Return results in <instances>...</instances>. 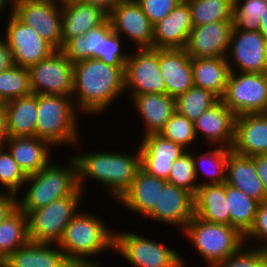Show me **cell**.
Listing matches in <instances>:
<instances>
[{"mask_svg":"<svg viewBox=\"0 0 267 267\" xmlns=\"http://www.w3.org/2000/svg\"><path fill=\"white\" fill-rule=\"evenodd\" d=\"M136 232L115 230L114 252L132 267H187V261L173 247Z\"/></svg>","mask_w":267,"mask_h":267,"instance_id":"ba28073f","label":"cell"},{"mask_svg":"<svg viewBox=\"0 0 267 267\" xmlns=\"http://www.w3.org/2000/svg\"><path fill=\"white\" fill-rule=\"evenodd\" d=\"M267 0H234L233 29L259 31Z\"/></svg>","mask_w":267,"mask_h":267,"instance_id":"f35d334b","label":"cell"},{"mask_svg":"<svg viewBox=\"0 0 267 267\" xmlns=\"http://www.w3.org/2000/svg\"><path fill=\"white\" fill-rule=\"evenodd\" d=\"M137 115L145 125L143 137L159 134L176 111V99L166 93L140 94L130 99Z\"/></svg>","mask_w":267,"mask_h":267,"instance_id":"484cf974","label":"cell"},{"mask_svg":"<svg viewBox=\"0 0 267 267\" xmlns=\"http://www.w3.org/2000/svg\"><path fill=\"white\" fill-rule=\"evenodd\" d=\"M10 10L1 36L12 52L14 65L30 68L56 51L36 30L22 23Z\"/></svg>","mask_w":267,"mask_h":267,"instance_id":"4fadbf2b","label":"cell"},{"mask_svg":"<svg viewBox=\"0 0 267 267\" xmlns=\"http://www.w3.org/2000/svg\"><path fill=\"white\" fill-rule=\"evenodd\" d=\"M154 26L179 5L181 0H136Z\"/></svg>","mask_w":267,"mask_h":267,"instance_id":"bcb514c9","label":"cell"},{"mask_svg":"<svg viewBox=\"0 0 267 267\" xmlns=\"http://www.w3.org/2000/svg\"><path fill=\"white\" fill-rule=\"evenodd\" d=\"M10 137L36 136L38 94L31 93L3 104Z\"/></svg>","mask_w":267,"mask_h":267,"instance_id":"f1b7e54d","label":"cell"},{"mask_svg":"<svg viewBox=\"0 0 267 267\" xmlns=\"http://www.w3.org/2000/svg\"><path fill=\"white\" fill-rule=\"evenodd\" d=\"M195 216L194 195L185 189L167 183L153 210L145 217L169 227L181 229Z\"/></svg>","mask_w":267,"mask_h":267,"instance_id":"2e32d148","label":"cell"},{"mask_svg":"<svg viewBox=\"0 0 267 267\" xmlns=\"http://www.w3.org/2000/svg\"><path fill=\"white\" fill-rule=\"evenodd\" d=\"M182 233L207 267L223 262L246 245L244 235L235 227L203 221L197 216L188 222Z\"/></svg>","mask_w":267,"mask_h":267,"instance_id":"8992f818","label":"cell"},{"mask_svg":"<svg viewBox=\"0 0 267 267\" xmlns=\"http://www.w3.org/2000/svg\"><path fill=\"white\" fill-rule=\"evenodd\" d=\"M104 221L102 216L83 211L82 207L65 227L58 246L75 267H102L93 259L114 250L115 229Z\"/></svg>","mask_w":267,"mask_h":267,"instance_id":"3957f363","label":"cell"},{"mask_svg":"<svg viewBox=\"0 0 267 267\" xmlns=\"http://www.w3.org/2000/svg\"><path fill=\"white\" fill-rule=\"evenodd\" d=\"M194 86L223 97L230 68L226 57L191 58Z\"/></svg>","mask_w":267,"mask_h":267,"instance_id":"4dcf8cb0","label":"cell"},{"mask_svg":"<svg viewBox=\"0 0 267 267\" xmlns=\"http://www.w3.org/2000/svg\"><path fill=\"white\" fill-rule=\"evenodd\" d=\"M226 59L230 71L267 73V40L259 31L233 29Z\"/></svg>","mask_w":267,"mask_h":267,"instance_id":"5bb4252c","label":"cell"},{"mask_svg":"<svg viewBox=\"0 0 267 267\" xmlns=\"http://www.w3.org/2000/svg\"><path fill=\"white\" fill-rule=\"evenodd\" d=\"M235 119L236 115L220 100L194 121L196 137H203L206 146L232 148L235 140Z\"/></svg>","mask_w":267,"mask_h":267,"instance_id":"d6986e66","label":"cell"},{"mask_svg":"<svg viewBox=\"0 0 267 267\" xmlns=\"http://www.w3.org/2000/svg\"><path fill=\"white\" fill-rule=\"evenodd\" d=\"M208 147L209 150L207 152L205 151V153L200 154H197L195 151L192 152L191 149L189 150L193 156L197 182L198 179L201 180L203 177H207L206 180L205 178L201 181L199 180V187L207 184H220L225 182L227 160L232 148L224 146ZM202 174L205 176H202Z\"/></svg>","mask_w":267,"mask_h":267,"instance_id":"1f68e13d","label":"cell"},{"mask_svg":"<svg viewBox=\"0 0 267 267\" xmlns=\"http://www.w3.org/2000/svg\"><path fill=\"white\" fill-rule=\"evenodd\" d=\"M221 101L236 116L265 113L267 110V73L230 71Z\"/></svg>","mask_w":267,"mask_h":267,"instance_id":"9c48e42d","label":"cell"},{"mask_svg":"<svg viewBox=\"0 0 267 267\" xmlns=\"http://www.w3.org/2000/svg\"><path fill=\"white\" fill-rule=\"evenodd\" d=\"M108 19L113 31L136 44L135 49H153V25L136 0L120 2Z\"/></svg>","mask_w":267,"mask_h":267,"instance_id":"9a60e30c","label":"cell"},{"mask_svg":"<svg viewBox=\"0 0 267 267\" xmlns=\"http://www.w3.org/2000/svg\"><path fill=\"white\" fill-rule=\"evenodd\" d=\"M27 175L18 166L9 150L0 147V191L18 194L24 187Z\"/></svg>","mask_w":267,"mask_h":267,"instance_id":"60d3db41","label":"cell"},{"mask_svg":"<svg viewBox=\"0 0 267 267\" xmlns=\"http://www.w3.org/2000/svg\"><path fill=\"white\" fill-rule=\"evenodd\" d=\"M123 93L124 66H111L96 58L74 63L72 98L81 115L104 114Z\"/></svg>","mask_w":267,"mask_h":267,"instance_id":"6da1fadb","label":"cell"},{"mask_svg":"<svg viewBox=\"0 0 267 267\" xmlns=\"http://www.w3.org/2000/svg\"><path fill=\"white\" fill-rule=\"evenodd\" d=\"M256 164V172L261 179L264 189L267 193V154L253 157Z\"/></svg>","mask_w":267,"mask_h":267,"instance_id":"681fc988","label":"cell"},{"mask_svg":"<svg viewBox=\"0 0 267 267\" xmlns=\"http://www.w3.org/2000/svg\"><path fill=\"white\" fill-rule=\"evenodd\" d=\"M84 192L79 188L74 194L57 199L47 206L30 211L28 238L32 242L58 244L65 227L80 211Z\"/></svg>","mask_w":267,"mask_h":267,"instance_id":"52a82bcc","label":"cell"},{"mask_svg":"<svg viewBox=\"0 0 267 267\" xmlns=\"http://www.w3.org/2000/svg\"><path fill=\"white\" fill-rule=\"evenodd\" d=\"M111 27L108 19L103 25L89 30L86 34L70 39L61 51L73 64L90 58L100 59L102 36Z\"/></svg>","mask_w":267,"mask_h":267,"instance_id":"e575fe53","label":"cell"},{"mask_svg":"<svg viewBox=\"0 0 267 267\" xmlns=\"http://www.w3.org/2000/svg\"><path fill=\"white\" fill-rule=\"evenodd\" d=\"M28 241V218L17 207L0 223V263Z\"/></svg>","mask_w":267,"mask_h":267,"instance_id":"d6a6232c","label":"cell"},{"mask_svg":"<svg viewBox=\"0 0 267 267\" xmlns=\"http://www.w3.org/2000/svg\"><path fill=\"white\" fill-rule=\"evenodd\" d=\"M81 1L88 5L100 7L109 15L115 6H117L120 2L126 0H81Z\"/></svg>","mask_w":267,"mask_h":267,"instance_id":"f907efd6","label":"cell"},{"mask_svg":"<svg viewBox=\"0 0 267 267\" xmlns=\"http://www.w3.org/2000/svg\"><path fill=\"white\" fill-rule=\"evenodd\" d=\"M159 134L165 139L171 140L182 146L186 150H190L192 144H196V134L194 130V122L187 117L175 111L172 117L167 121Z\"/></svg>","mask_w":267,"mask_h":267,"instance_id":"ab89813d","label":"cell"},{"mask_svg":"<svg viewBox=\"0 0 267 267\" xmlns=\"http://www.w3.org/2000/svg\"><path fill=\"white\" fill-rule=\"evenodd\" d=\"M4 146L27 176L44 168L54 155V147L36 136L9 137Z\"/></svg>","mask_w":267,"mask_h":267,"instance_id":"83f0119b","label":"cell"},{"mask_svg":"<svg viewBox=\"0 0 267 267\" xmlns=\"http://www.w3.org/2000/svg\"><path fill=\"white\" fill-rule=\"evenodd\" d=\"M0 267H75L58 244L28 241L0 263Z\"/></svg>","mask_w":267,"mask_h":267,"instance_id":"d4e9b609","label":"cell"},{"mask_svg":"<svg viewBox=\"0 0 267 267\" xmlns=\"http://www.w3.org/2000/svg\"><path fill=\"white\" fill-rule=\"evenodd\" d=\"M32 93L72 97L74 64L61 50L29 68Z\"/></svg>","mask_w":267,"mask_h":267,"instance_id":"7c38bea8","label":"cell"},{"mask_svg":"<svg viewBox=\"0 0 267 267\" xmlns=\"http://www.w3.org/2000/svg\"><path fill=\"white\" fill-rule=\"evenodd\" d=\"M225 183L243 191L259 203L267 201V193L256 172L253 157L229 152L226 165Z\"/></svg>","mask_w":267,"mask_h":267,"instance_id":"4316f807","label":"cell"},{"mask_svg":"<svg viewBox=\"0 0 267 267\" xmlns=\"http://www.w3.org/2000/svg\"><path fill=\"white\" fill-rule=\"evenodd\" d=\"M193 27L190 7L186 1H182L153 26V48H185Z\"/></svg>","mask_w":267,"mask_h":267,"instance_id":"ffe728a7","label":"cell"},{"mask_svg":"<svg viewBox=\"0 0 267 267\" xmlns=\"http://www.w3.org/2000/svg\"><path fill=\"white\" fill-rule=\"evenodd\" d=\"M12 2L13 0H0V15H3L2 13L5 11V9L8 10L7 4H8V7L12 9Z\"/></svg>","mask_w":267,"mask_h":267,"instance_id":"db71d44e","label":"cell"},{"mask_svg":"<svg viewBox=\"0 0 267 267\" xmlns=\"http://www.w3.org/2000/svg\"><path fill=\"white\" fill-rule=\"evenodd\" d=\"M13 65L12 52L4 38L0 37V73L8 70Z\"/></svg>","mask_w":267,"mask_h":267,"instance_id":"c3c4849f","label":"cell"},{"mask_svg":"<svg viewBox=\"0 0 267 267\" xmlns=\"http://www.w3.org/2000/svg\"><path fill=\"white\" fill-rule=\"evenodd\" d=\"M226 204L230 216V226L245 235L253 225L260 203L238 188L226 184Z\"/></svg>","mask_w":267,"mask_h":267,"instance_id":"836d02e7","label":"cell"},{"mask_svg":"<svg viewBox=\"0 0 267 267\" xmlns=\"http://www.w3.org/2000/svg\"><path fill=\"white\" fill-rule=\"evenodd\" d=\"M260 30L259 32L266 38L267 40V10L263 14V17L260 18Z\"/></svg>","mask_w":267,"mask_h":267,"instance_id":"f5cc1de1","label":"cell"},{"mask_svg":"<svg viewBox=\"0 0 267 267\" xmlns=\"http://www.w3.org/2000/svg\"><path fill=\"white\" fill-rule=\"evenodd\" d=\"M77 164L78 186L85 193L89 179L101 184L102 190L116 202L130 187L140 167V149L134 154L119 151L74 153ZM104 187V188H103Z\"/></svg>","mask_w":267,"mask_h":267,"instance_id":"7a4b0ae2","label":"cell"},{"mask_svg":"<svg viewBox=\"0 0 267 267\" xmlns=\"http://www.w3.org/2000/svg\"><path fill=\"white\" fill-rule=\"evenodd\" d=\"M245 245L239 252L210 267H265L267 251Z\"/></svg>","mask_w":267,"mask_h":267,"instance_id":"f6af8a7d","label":"cell"},{"mask_svg":"<svg viewBox=\"0 0 267 267\" xmlns=\"http://www.w3.org/2000/svg\"><path fill=\"white\" fill-rule=\"evenodd\" d=\"M31 93L29 68L13 65L0 73V101L3 104Z\"/></svg>","mask_w":267,"mask_h":267,"instance_id":"74e56055","label":"cell"},{"mask_svg":"<svg viewBox=\"0 0 267 267\" xmlns=\"http://www.w3.org/2000/svg\"><path fill=\"white\" fill-rule=\"evenodd\" d=\"M232 150L255 157L267 154V115L265 113L236 116Z\"/></svg>","mask_w":267,"mask_h":267,"instance_id":"cb8c5ba5","label":"cell"},{"mask_svg":"<svg viewBox=\"0 0 267 267\" xmlns=\"http://www.w3.org/2000/svg\"><path fill=\"white\" fill-rule=\"evenodd\" d=\"M11 11L55 50L62 49V0H13Z\"/></svg>","mask_w":267,"mask_h":267,"instance_id":"30bf717a","label":"cell"},{"mask_svg":"<svg viewBox=\"0 0 267 267\" xmlns=\"http://www.w3.org/2000/svg\"><path fill=\"white\" fill-rule=\"evenodd\" d=\"M167 183V180L149 175L140 168L130 187L116 202L133 213L132 215L146 217L155 204H158L160 192Z\"/></svg>","mask_w":267,"mask_h":267,"instance_id":"7402d4cb","label":"cell"},{"mask_svg":"<svg viewBox=\"0 0 267 267\" xmlns=\"http://www.w3.org/2000/svg\"><path fill=\"white\" fill-rule=\"evenodd\" d=\"M77 113L72 97L38 94L36 137L47 141L54 149L63 148V145L72 149L80 146Z\"/></svg>","mask_w":267,"mask_h":267,"instance_id":"5b68a950","label":"cell"},{"mask_svg":"<svg viewBox=\"0 0 267 267\" xmlns=\"http://www.w3.org/2000/svg\"><path fill=\"white\" fill-rule=\"evenodd\" d=\"M130 52L124 66L125 93L131 99L140 94L166 93L159 66V49H136Z\"/></svg>","mask_w":267,"mask_h":267,"instance_id":"8fae6325","label":"cell"},{"mask_svg":"<svg viewBox=\"0 0 267 267\" xmlns=\"http://www.w3.org/2000/svg\"><path fill=\"white\" fill-rule=\"evenodd\" d=\"M124 39L112 27L102 36L100 60L111 66H125L129 52L123 51Z\"/></svg>","mask_w":267,"mask_h":267,"instance_id":"7bdbcfd3","label":"cell"},{"mask_svg":"<svg viewBox=\"0 0 267 267\" xmlns=\"http://www.w3.org/2000/svg\"><path fill=\"white\" fill-rule=\"evenodd\" d=\"M68 158L64 164L50 161L37 173L28 175L24 195L22 192V198L20 195L17 199L18 207L26 215L79 189L76 160L72 155Z\"/></svg>","mask_w":267,"mask_h":267,"instance_id":"277c9868","label":"cell"},{"mask_svg":"<svg viewBox=\"0 0 267 267\" xmlns=\"http://www.w3.org/2000/svg\"><path fill=\"white\" fill-rule=\"evenodd\" d=\"M139 149L141 169L149 175L165 180L168 179L173 162L186 151L160 134L142 137Z\"/></svg>","mask_w":267,"mask_h":267,"instance_id":"ac0fdd59","label":"cell"},{"mask_svg":"<svg viewBox=\"0 0 267 267\" xmlns=\"http://www.w3.org/2000/svg\"><path fill=\"white\" fill-rule=\"evenodd\" d=\"M159 66L166 94L175 99L194 86L191 57L183 49H159Z\"/></svg>","mask_w":267,"mask_h":267,"instance_id":"603a6c76","label":"cell"},{"mask_svg":"<svg viewBox=\"0 0 267 267\" xmlns=\"http://www.w3.org/2000/svg\"><path fill=\"white\" fill-rule=\"evenodd\" d=\"M193 26L217 21H233L234 0H186Z\"/></svg>","mask_w":267,"mask_h":267,"instance_id":"d590c367","label":"cell"},{"mask_svg":"<svg viewBox=\"0 0 267 267\" xmlns=\"http://www.w3.org/2000/svg\"><path fill=\"white\" fill-rule=\"evenodd\" d=\"M18 197L19 195L0 191V223L18 207Z\"/></svg>","mask_w":267,"mask_h":267,"instance_id":"7dc6e473","label":"cell"},{"mask_svg":"<svg viewBox=\"0 0 267 267\" xmlns=\"http://www.w3.org/2000/svg\"><path fill=\"white\" fill-rule=\"evenodd\" d=\"M233 27V21L194 26L184 49L191 58L226 57Z\"/></svg>","mask_w":267,"mask_h":267,"instance_id":"e0dca14e","label":"cell"},{"mask_svg":"<svg viewBox=\"0 0 267 267\" xmlns=\"http://www.w3.org/2000/svg\"><path fill=\"white\" fill-rule=\"evenodd\" d=\"M108 14L81 0H62V48L70 40L103 25Z\"/></svg>","mask_w":267,"mask_h":267,"instance_id":"44dd1931","label":"cell"},{"mask_svg":"<svg viewBox=\"0 0 267 267\" xmlns=\"http://www.w3.org/2000/svg\"><path fill=\"white\" fill-rule=\"evenodd\" d=\"M220 100L213 92L193 86L176 98V111L194 122Z\"/></svg>","mask_w":267,"mask_h":267,"instance_id":"8d00e7d4","label":"cell"},{"mask_svg":"<svg viewBox=\"0 0 267 267\" xmlns=\"http://www.w3.org/2000/svg\"><path fill=\"white\" fill-rule=\"evenodd\" d=\"M244 239L246 246L267 251V201L259 204L253 225L244 235Z\"/></svg>","mask_w":267,"mask_h":267,"instance_id":"ee69618b","label":"cell"},{"mask_svg":"<svg viewBox=\"0 0 267 267\" xmlns=\"http://www.w3.org/2000/svg\"><path fill=\"white\" fill-rule=\"evenodd\" d=\"M195 216L203 221L230 226L226 204V183L207 184L197 189L194 196Z\"/></svg>","mask_w":267,"mask_h":267,"instance_id":"f546056e","label":"cell"},{"mask_svg":"<svg viewBox=\"0 0 267 267\" xmlns=\"http://www.w3.org/2000/svg\"><path fill=\"white\" fill-rule=\"evenodd\" d=\"M167 182L185 189L195 196L199 184L195 175L193 156L189 150H186L173 162Z\"/></svg>","mask_w":267,"mask_h":267,"instance_id":"b9f144b4","label":"cell"},{"mask_svg":"<svg viewBox=\"0 0 267 267\" xmlns=\"http://www.w3.org/2000/svg\"><path fill=\"white\" fill-rule=\"evenodd\" d=\"M9 137L7 113L3 105L0 107V147L4 146Z\"/></svg>","mask_w":267,"mask_h":267,"instance_id":"816d5d0a","label":"cell"}]
</instances>
